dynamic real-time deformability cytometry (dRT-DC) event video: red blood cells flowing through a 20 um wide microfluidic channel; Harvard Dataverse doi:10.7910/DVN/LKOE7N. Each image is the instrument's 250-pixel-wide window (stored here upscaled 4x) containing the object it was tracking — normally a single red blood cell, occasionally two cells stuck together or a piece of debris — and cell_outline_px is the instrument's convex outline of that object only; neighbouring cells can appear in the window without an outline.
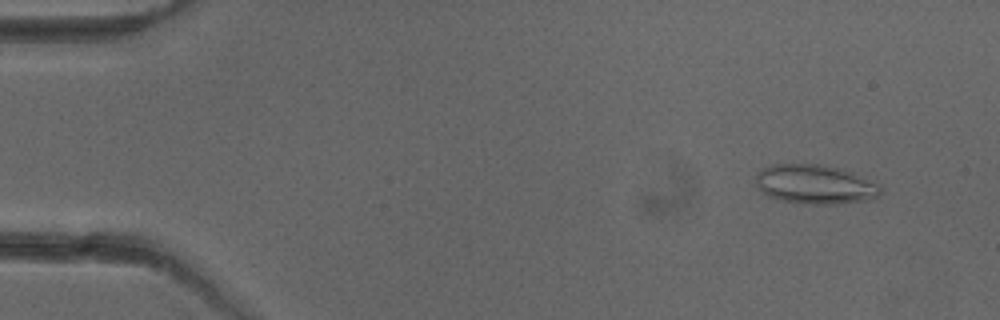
{"species": "common noctule bat (a hibernating species)", "species_latin": "Nyctalus noctula", "temperature_condition": "cold", "stored_images_in_passage": 52, "camera_frame_rate_fps": 3000, "um_per_image_px": 0.085, "animal": {"sex": "female"}, "frame": {"image": 1, "passage_image": 5, "time_ms": 1.333, "image_size_px": [1000, 320], "cell_outline_px": [[880, 192], [876, 196], [868, 200], [836, 204], [812, 204], [784, 200], [768, 196], [760, 192], [756, 184], [756, 172], [760, 168], [772, 164], [816, 164], [840, 168], [852, 172], [880, 184]], "centroid_in_image_um": [69.24, 15.65], "position_along_channel_um": 15.8, "area_um2": 28.55}}
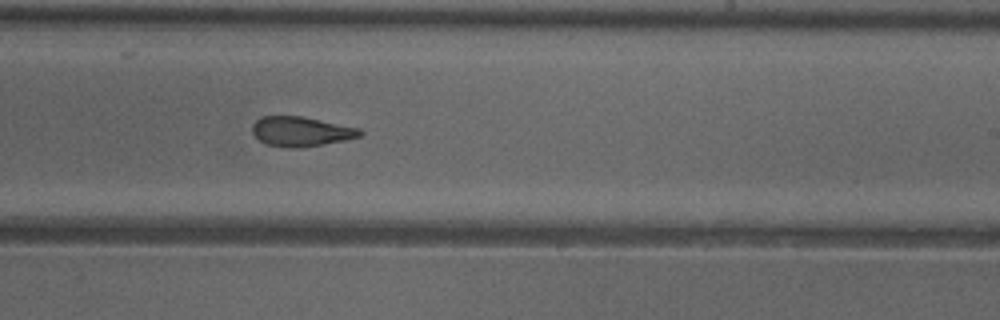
{"frame": {"image": 2, "passage_image": 32, "time_ms": 10.333, "image_size_px": [1000, 320], "cell_outline_px": [[364, 132], [360, 136], [344, 140], [324, 144], [296, 148], [288, 148], [268, 144], [260, 140], [252, 132], [252, 124], [256, 120], [264, 116], [300, 116], [360, 128]], "centroid_in_image_um": [25.59, 11.17], "position_along_channel_um": 263.4, "area_um2": 18.44}}
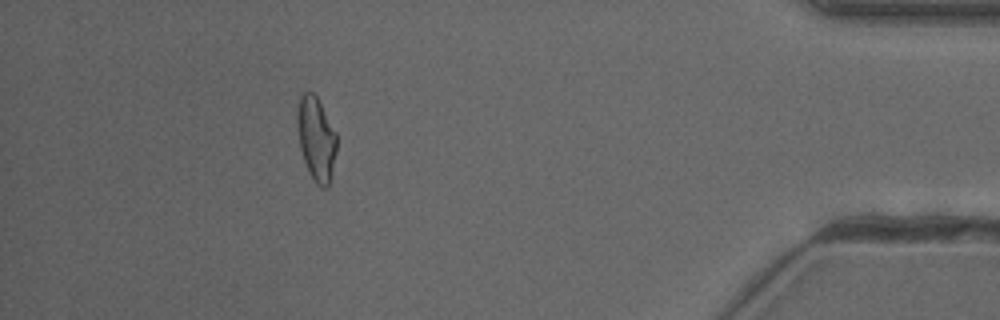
{"frame": {"image": 3, "passage_image": 47, "time_ms": 15.333, "image_size_px": [1000, 320], "cell_outline_px": [[336, 152], [328, 188], [324, 188], [316, 184], [308, 172], [300, 148], [296, 116], [296, 112], [300, 96], [304, 92], [312, 92], [316, 96], [336, 132]], "centroid_in_image_um": [26.86, 11.8], "position_along_channel_um": 408.3, "area_um2": 19.13}, "authors_computed_cell_mechanics": {"area_um2": 19.7098, "velocity_mm_per_s": 3.9835, "shape_relaxation_time_tau1_ms": null, "shape_relaxation_time_tau2_ms": 1.8976, "deformation_change_tau1": null, "deformation_change_tau2": 0.0953}}